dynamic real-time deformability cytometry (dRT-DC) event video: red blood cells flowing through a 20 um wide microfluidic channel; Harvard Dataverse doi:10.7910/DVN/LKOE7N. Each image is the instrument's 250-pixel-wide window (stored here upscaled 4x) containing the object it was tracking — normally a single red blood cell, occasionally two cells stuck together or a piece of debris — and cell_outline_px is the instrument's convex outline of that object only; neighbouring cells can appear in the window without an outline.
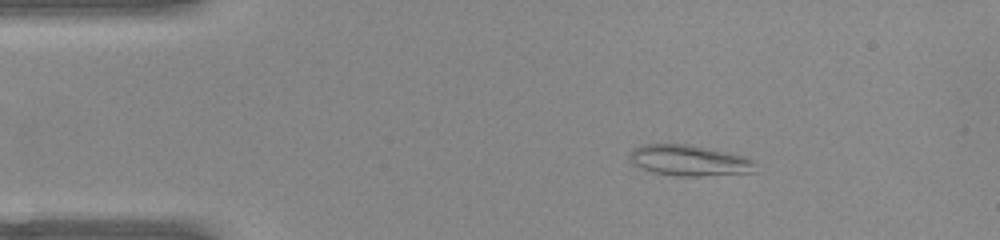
{"species": "common noctule bat (a hibernating species)", "species_latin": "Nyctalus noctula", "temperature_condition": "warm", "stored_images_in_passage": 47, "camera_frame_rate_fps": 3000, "um_per_image_px": 0.085, "animal": {"sex": "female", "body_mass_g": 22.0, "forearm_length_mm": 56.7}, "frame": {"image": 1, "passage_image": 3, "time_ms": 0.667, "image_size_px": [1000, 240], "cell_outline_px": [[756, 172], [700, 176], [676, 176], [652, 172], [640, 168], [632, 164], [628, 156], [632, 148], [644, 144], [688, 144], [728, 152], [744, 156], [752, 160], [756, 164]], "centroid_in_image_um": [58.55, 13.64], "position_along_channel_um": 26.4, "area_um2": 22.83}}
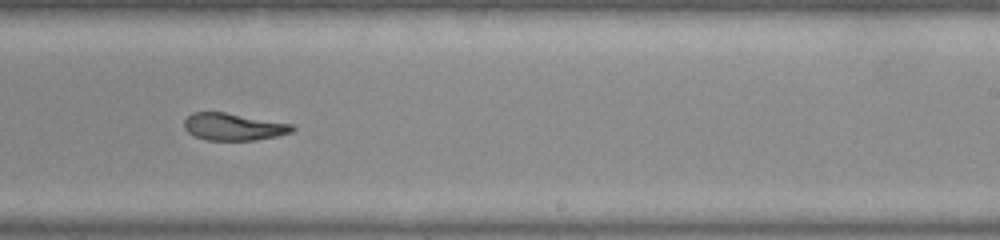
{"frame": {"image": 2, "passage_image": 26, "time_ms": 8.333, "image_size_px": [1000, 240], "cell_outline_px": [[296, 128], [292, 132], [276, 136], [256, 140], [204, 140], [192, 136], [184, 128], [184, 120], [192, 112], [224, 112], [292, 124]], "centroid_in_image_um": [19.81, 10.78], "position_along_channel_um": 269.2, "area_um2": 17.17}}
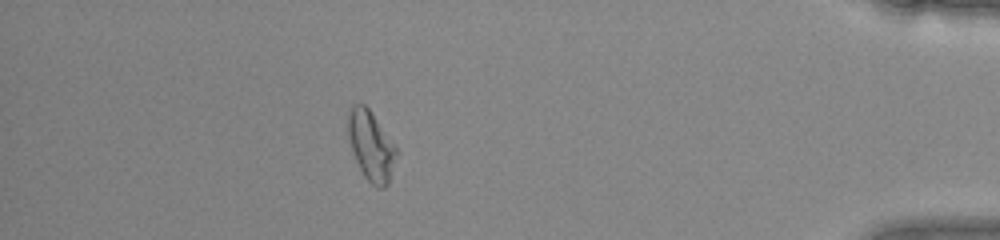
{"frame": {"image": 3, "passage_image": 40, "time_ms": 13.0, "image_size_px": [1000, 240], "cell_outline_px": [[396, 152], [388, 184], [384, 188], [376, 188], [364, 176], [352, 152], [348, 136], [348, 112], [352, 104], [364, 104], [372, 112], [396, 148]], "centroid_in_image_um": [31.5, 12.38], "position_along_channel_um": 403.7, "area_um2": 19.19}, "authors_computed_cell_mechanics": {"area_um2": 18.6694, "velocity_mm_per_s": 3.9535, "shape_relaxation_time_tau1_ms": null, "shape_relaxation_time_tau2_ms": 2.6854, "deformation_change_tau1": null, "deformation_change_tau2": 0.1016}}